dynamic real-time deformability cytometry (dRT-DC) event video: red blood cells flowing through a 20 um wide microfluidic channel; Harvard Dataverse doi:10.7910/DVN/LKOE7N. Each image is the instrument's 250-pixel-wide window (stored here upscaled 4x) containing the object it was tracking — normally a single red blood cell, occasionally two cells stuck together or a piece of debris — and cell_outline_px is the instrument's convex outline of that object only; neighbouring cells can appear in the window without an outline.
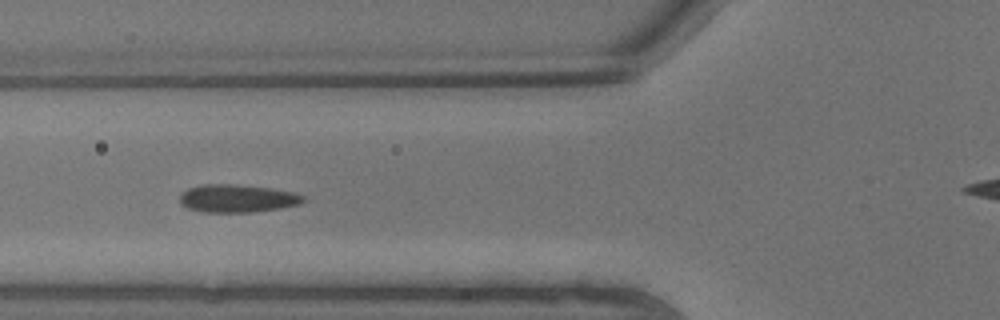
{"species": "common noctule bat (a hibernating species)", "species_latin": "Nyctalus noctula", "temperature_condition": "warm", "stored_images_in_passage": 9, "camera_frame_rate_fps": 3000, "um_per_image_px": 0.085, "animal": {"sex": "male", "body_mass_g": 13.3}, "frame": {"image": 1, "passage_image": 8, "time_ms": 2.333, "image_size_px": [1000, 320], "cell_outline_px": [[308, 200], [300, 204], [280, 208], [252, 212], [204, 212], [188, 208], [180, 204], [180, 192], [188, 188], [204, 184], [236, 184], [272, 188], [296, 192], [304, 196]], "centroid_in_image_um": [20.2, 16.86], "position_along_channel_um": 105.6, "area_um2": 20.35}}
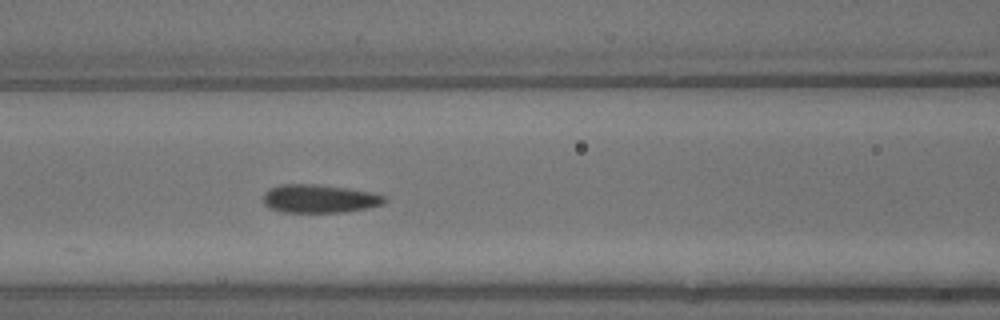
{"frame": {"image": 2, "passage_image": 9, "time_ms": 2.667, "image_size_px": [1000, 320], "cell_outline_px": [[388, 200], [384, 204], [368, 208], [344, 212], [280, 212], [268, 208], [264, 204], [264, 192], [268, 188], [280, 184], [308, 184], [348, 188], [372, 192], [384, 196]], "centroid_in_image_um": [27.14, 16.89], "position_along_channel_um": 139.5, "area_um2": 20.17}}